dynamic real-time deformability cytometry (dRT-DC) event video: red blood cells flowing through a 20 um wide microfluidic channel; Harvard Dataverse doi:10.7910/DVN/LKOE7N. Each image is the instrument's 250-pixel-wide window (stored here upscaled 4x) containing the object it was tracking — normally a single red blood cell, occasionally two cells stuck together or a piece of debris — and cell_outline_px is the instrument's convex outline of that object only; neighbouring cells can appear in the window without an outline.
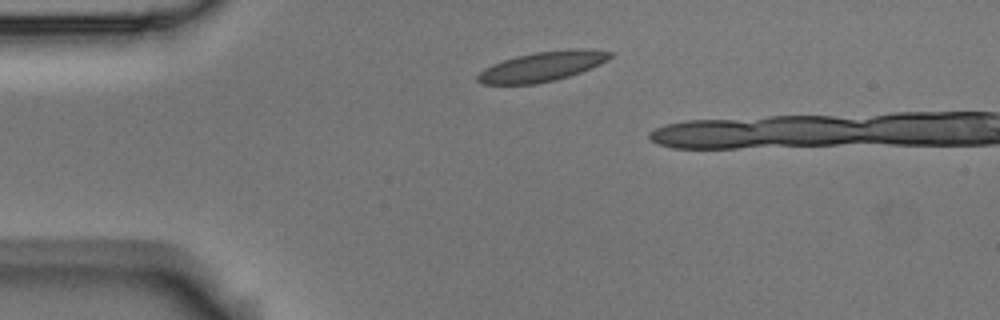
{"species": "Egyptian fruit bat (a non-hibernating species)", "species_latin": "Rousettus aegyptiacus", "temperature_condition": "room temperature", "stored_images_in_passage": 3, "camera_frame_rate_fps": 3000, "um_per_image_px": 0.085, "animal": {"sex": "male"}, "frame": {"image": 1, "passage_image": 1, "time_ms": 0.0, "image_size_px": [1000, 320], "cell_outline_px": [[616, 52], [608, 60], [600, 64], [580, 72], [556, 80], [536, 84], [480, 84], [476, 80], [476, 76], [484, 68], [492, 64], [516, 56], [536, 52], [576, 48], [588, 48]], "centroid_in_image_um": [46.11, 5.64], "position_along_channel_um": 38.9, "area_um2": 23.12}}